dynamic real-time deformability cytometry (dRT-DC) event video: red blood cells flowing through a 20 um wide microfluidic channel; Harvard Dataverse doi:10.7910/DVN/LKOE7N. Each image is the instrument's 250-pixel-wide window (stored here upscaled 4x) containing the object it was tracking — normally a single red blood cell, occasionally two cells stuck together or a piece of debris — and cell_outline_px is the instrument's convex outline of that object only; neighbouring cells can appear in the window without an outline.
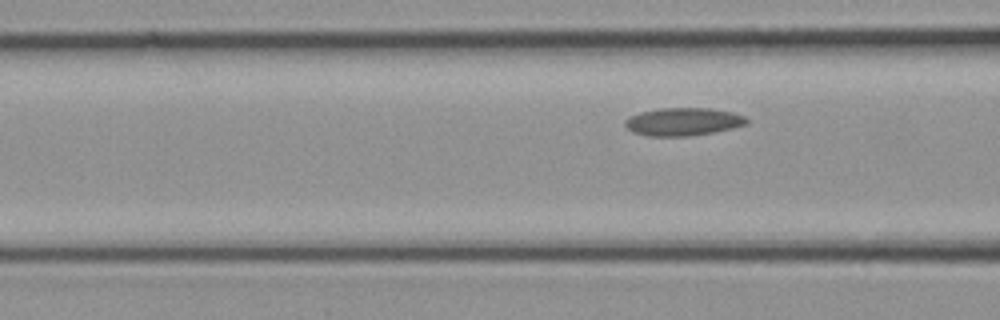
{"species": "common noctule bat (a hibernating species)", "species_latin": "Nyctalus noctula", "temperature_condition": "cold", "stored_images_in_passage": 4, "segment_of_instrument_passage": [2, 2], "camera_frame_rate_fps": 3000, "um_per_image_px": 0.085, "animal": {"sex": "female", "body_mass_g": 21.9}, "frame": {"image": 1, "passage_image": 4, "time_ms": 1.0, "image_size_px": [1000, 320], "cell_outline_px": [[748, 124], [732, 128], [712, 132], [688, 136], [648, 136], [632, 132], [624, 124], [624, 120], [628, 116], [640, 112], [660, 108], [712, 108], [732, 112], [744, 116], [748, 120]], "centroid_in_image_um": [58.04, 10.34], "position_along_channel_um": 108.6, "area_um2": 19.83}}